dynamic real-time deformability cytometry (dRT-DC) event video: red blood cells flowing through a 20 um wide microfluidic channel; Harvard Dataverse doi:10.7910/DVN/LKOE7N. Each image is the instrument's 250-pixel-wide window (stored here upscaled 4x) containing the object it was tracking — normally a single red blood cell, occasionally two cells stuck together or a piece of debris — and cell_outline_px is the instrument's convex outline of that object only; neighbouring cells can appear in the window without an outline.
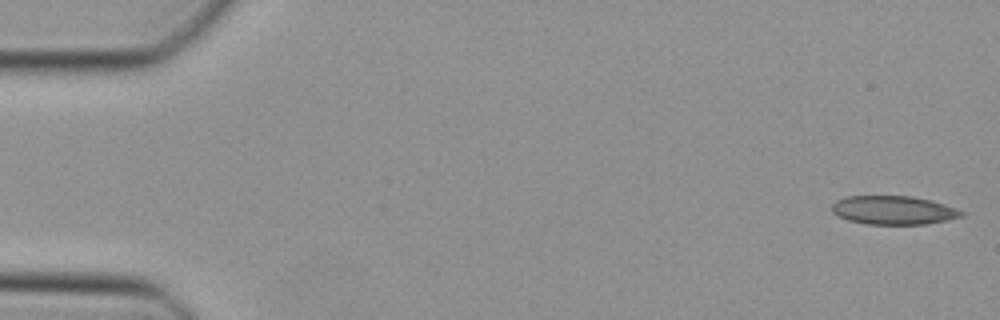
{"species": "Egyptian fruit bat (a non-hibernating species)", "species_latin": "Rousettus aegyptiacus", "temperature_condition": "cold", "stored_images_in_passage": 48, "segment_of_instrument_passage": [1, 2], "camera_frame_rate_fps": 3000, "um_per_image_px": 0.085, "animal": {"sex": "female"}, "frame": {"image": 1, "passage_image": 1, "time_ms": 0.0, "image_size_px": [1000, 320], "cell_outline_px": [[964, 216], [948, 220], [924, 224], [868, 224], [848, 220], [832, 212], [832, 204], [836, 200], [844, 196], [912, 196], [932, 200], [956, 208], [964, 212]], "centroid_in_image_um": [75.96, 17.86], "position_along_channel_um": 9.0, "area_um2": 21.68}}
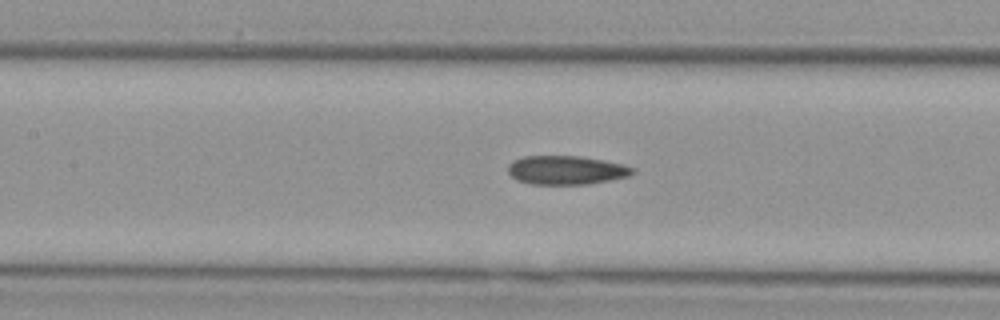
{"frame": {"image": 2, "passage_image": 21, "time_ms": 6.667, "image_size_px": [1000, 320], "cell_outline_px": [[636, 172], [628, 176], [588, 184], [532, 184], [516, 180], [508, 172], [508, 164], [512, 160], [524, 156], [580, 156], [604, 160], [624, 164], [636, 168]], "centroid_in_image_um": [48.13, 14.45], "position_along_channel_um": 159.3, "area_um2": 21.04}}
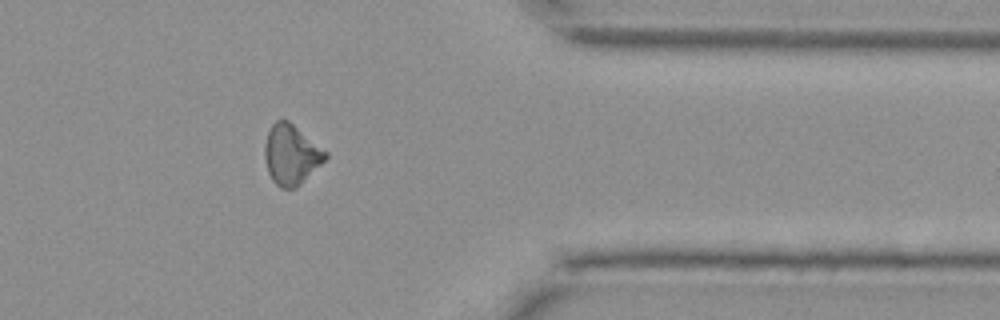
{"frame": {"image": 3, "passage_image": 38, "time_ms": 12.333, "image_size_px": [1000, 320], "cell_outline_px": [[328, 156], [296, 188], [280, 188], [272, 180], [268, 172], [264, 156], [264, 144], [268, 132], [272, 124], [276, 120], [288, 120], [328, 152]], "centroid_in_image_um": [24.73, 13.14], "position_along_channel_um": 386.7, "area_um2": 21.04}}